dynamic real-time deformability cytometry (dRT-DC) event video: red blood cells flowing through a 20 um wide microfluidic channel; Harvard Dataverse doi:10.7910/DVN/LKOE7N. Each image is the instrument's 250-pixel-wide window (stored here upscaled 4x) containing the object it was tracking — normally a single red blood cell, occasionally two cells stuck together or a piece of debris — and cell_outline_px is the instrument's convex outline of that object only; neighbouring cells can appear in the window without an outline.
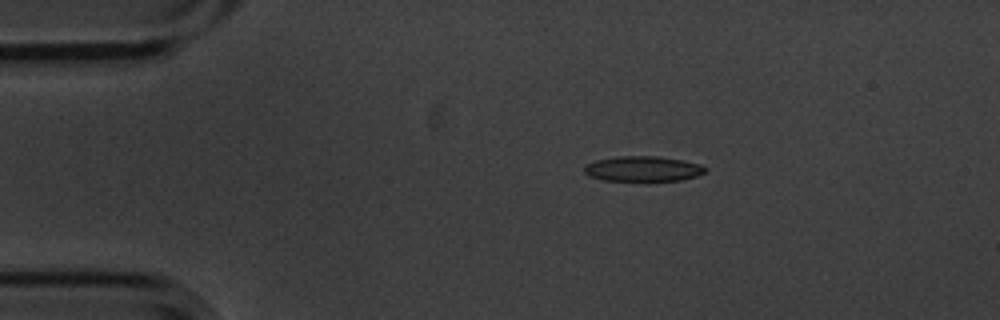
{"species": "common noctule bat (a hibernating species)", "species_latin": "Nyctalus noctula", "temperature_condition": "cold", "stored_images_in_passage": 3, "camera_frame_rate_fps": 3000, "um_per_image_px": 0.085, "animal": {"sex": "male", "body_mass_g": 20.1, "forearm_length_mm": 53.5}, "frame": {"image": 1, "passage_image": 1, "time_ms": 0.0, "image_size_px": [1000, 320], "cell_outline_px": [[708, 168], [704, 172], [696, 176], [680, 180], [604, 180], [588, 176], [584, 172], [584, 164], [596, 160], [620, 156], [656, 156], [680, 160], [700, 164]], "centroid_in_image_um": [54.61, 14.34], "position_along_channel_um": 30.4, "area_um2": 17.57}}
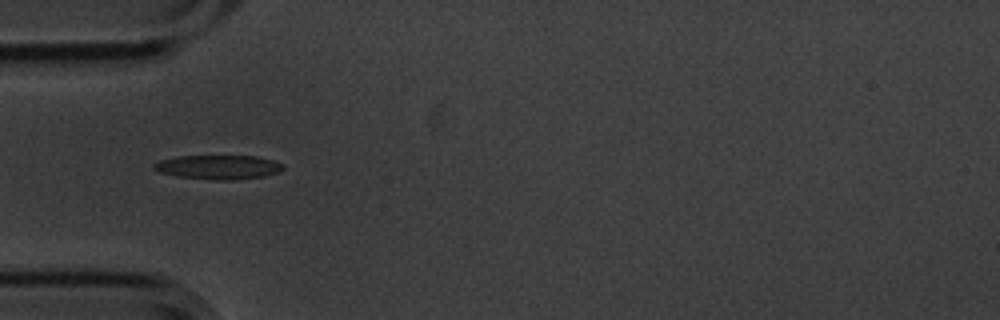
{"frame": {"image": 2, "passage_image": 3, "time_ms": 0.667, "image_size_px": [1000, 320], "cell_outline_px": [[284, 168], [280, 172], [264, 176], [236, 180], [216, 180], [176, 176], [160, 172], [152, 168], [152, 164], [160, 160], [176, 156], [256, 156], [272, 160], [284, 164]], "centroid_in_image_um": [18.56, 14.2], "position_along_channel_um": 66.4, "area_um2": 18.32}}